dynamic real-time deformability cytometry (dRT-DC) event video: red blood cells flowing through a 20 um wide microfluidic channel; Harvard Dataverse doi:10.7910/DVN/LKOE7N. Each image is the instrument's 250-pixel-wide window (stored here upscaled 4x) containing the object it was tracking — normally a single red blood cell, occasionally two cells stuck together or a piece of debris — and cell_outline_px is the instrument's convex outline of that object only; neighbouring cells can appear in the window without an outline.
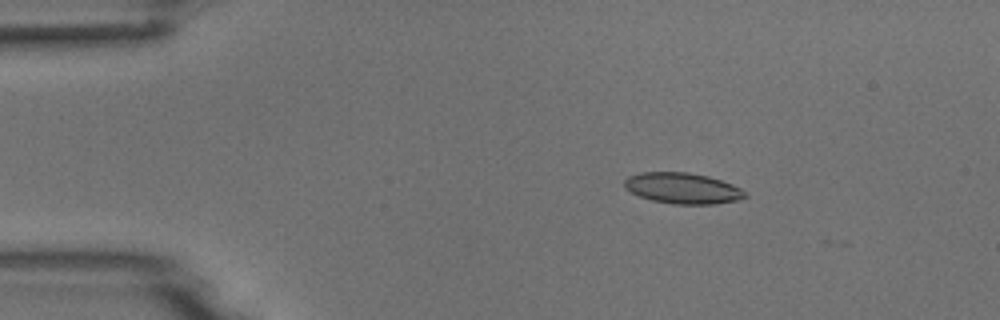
{"species": "common noctule bat (a hibernating species)", "species_latin": "Nyctalus noctula", "temperature_condition": "room temperature", "stored_images_in_passage": 5, "camera_frame_rate_fps": 3000, "um_per_image_px": 0.085, "animal": {"sex": "male", "body_mass_g": 18.8}, "frame": {"image": 1, "passage_image": 3, "time_ms": 2.333, "image_size_px": [1000, 320], "cell_outline_px": [[748, 196], [736, 200], [716, 204], [672, 204], [652, 200], [640, 196], [624, 188], [624, 180], [628, 176], [640, 172], [688, 172], [708, 176], [732, 184], [740, 188]], "centroid_in_image_um": [58.0, 15.99], "position_along_channel_um": 27.0, "area_um2": 21.68}}